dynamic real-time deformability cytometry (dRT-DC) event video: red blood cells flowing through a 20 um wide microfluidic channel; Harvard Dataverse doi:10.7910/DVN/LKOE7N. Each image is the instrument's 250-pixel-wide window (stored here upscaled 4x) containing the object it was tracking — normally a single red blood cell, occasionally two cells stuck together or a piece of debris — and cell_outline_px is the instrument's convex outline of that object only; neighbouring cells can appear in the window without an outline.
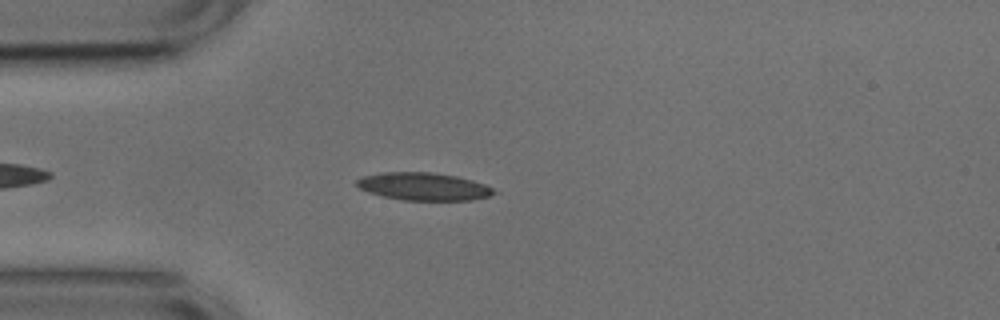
{"species": "common noctule bat (a hibernating species)", "species_latin": "Nyctalus noctula", "temperature_condition": "cold", "stored_images_in_passage": 22, "camera_frame_rate_fps": 3000, "um_per_image_px": 0.085, "animal": {"sex": "male", "body_mass_g": 17.9, "forearm_length_mm": 54.2}, "frame": {"image": 1, "passage_image": 7, "time_ms": 2.0, "image_size_px": [1000, 320], "cell_outline_px": [[500, 192], [492, 196], [472, 200], [404, 200], [384, 196], [368, 192], [360, 188], [356, 184], [356, 180], [364, 176], [384, 172], [432, 172], [456, 176], [472, 180], [484, 184]], "centroid_in_image_um": [36.06, 15.85], "position_along_channel_um": 48.9, "area_um2": 22.14}}
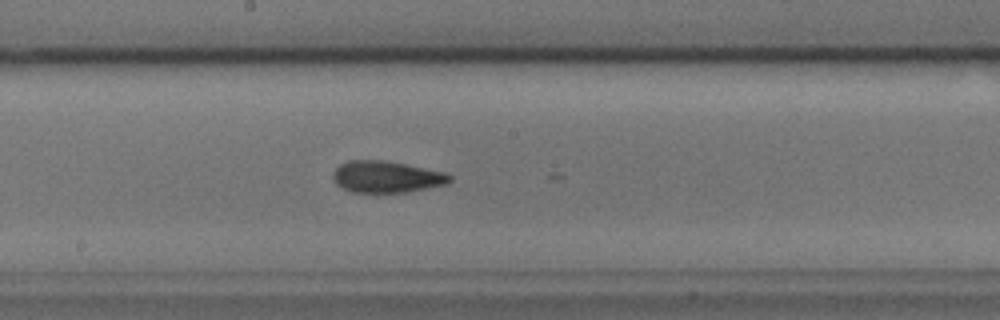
{"frame": {"image": 2, "passage_image": 21, "time_ms": 6.667, "image_size_px": [1000, 320], "cell_outline_px": [[452, 180], [448, 184], [408, 192], [352, 192], [336, 184], [332, 176], [332, 172], [340, 164], [348, 160], [384, 160], [444, 172], [452, 176]], "centroid_in_image_um": [32.85, 15.03], "position_along_channel_um": 215.4, "area_um2": 21.5}}